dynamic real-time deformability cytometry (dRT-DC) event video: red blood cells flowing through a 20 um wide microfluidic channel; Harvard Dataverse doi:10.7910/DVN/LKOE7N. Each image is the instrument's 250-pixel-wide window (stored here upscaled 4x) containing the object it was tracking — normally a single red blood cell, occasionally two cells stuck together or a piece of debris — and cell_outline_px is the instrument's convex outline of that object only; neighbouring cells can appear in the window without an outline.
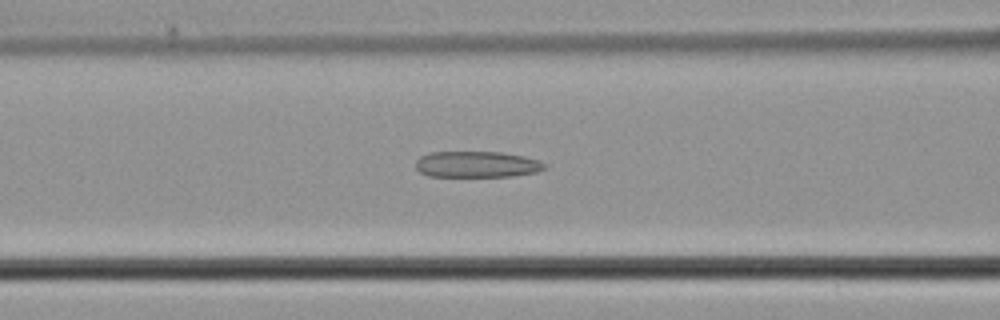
{"species": "common noctule bat (a hibernating species)", "species_latin": "Nyctalus noctula", "temperature_condition": "cold", "stored_images_in_passage": 48, "camera_frame_rate_fps": 3000, "um_per_image_px": 0.085, "animal": {"sex": "male", "body_mass_g": 21.5, "forearm_length_mm": 52.0}, "frame": {"image": 1, "passage_image": 19, "time_ms": 6.0, "image_size_px": [1000, 320], "cell_outline_px": [[548, 164], [544, 168], [536, 172], [512, 176], [428, 176], [420, 172], [416, 168], [416, 160], [420, 156], [428, 152], [500, 152], [524, 156], [540, 160]], "centroid_in_image_um": [40.53, 13.96], "position_along_channel_um": 126.1, "area_um2": 19.71}}
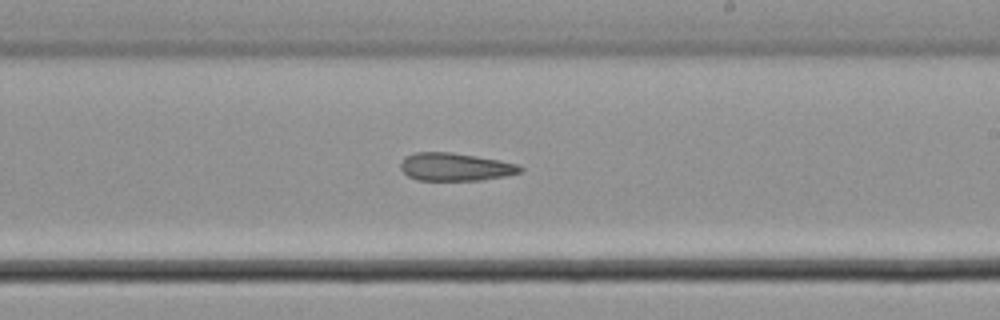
{"frame": {"image": 2, "passage_image": 28, "time_ms": 9.0, "image_size_px": [1000, 320], "cell_outline_px": [[524, 168], [520, 172], [504, 176], [480, 180], [416, 180], [408, 176], [400, 168], [400, 164], [404, 156], [416, 152], [452, 152], [500, 160], [520, 164]], "centroid_in_image_um": [38.69, 14.18], "position_along_channel_um": 250.3, "area_um2": 19.54}}
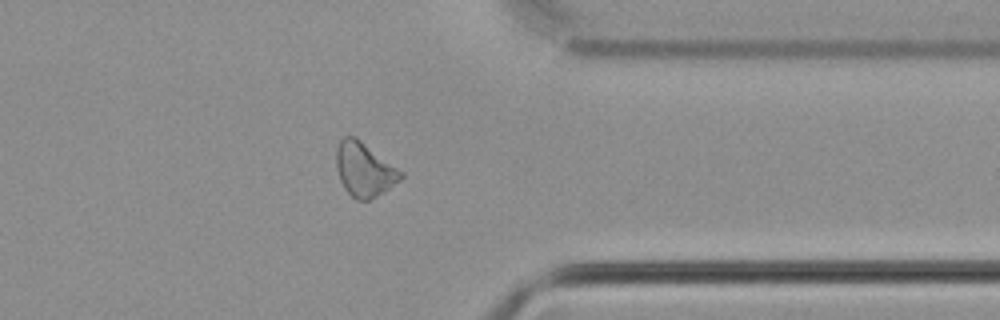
{"frame": {"image": 3, "passage_image": 38, "time_ms": 12.333, "image_size_px": [1000, 320], "cell_outline_px": [[404, 176], [400, 180], [384, 192], [368, 200], [356, 200], [344, 188], [340, 180], [336, 168], [336, 148], [340, 140], [344, 136], [356, 136], [404, 172]], "centroid_in_image_um": [30.97, 14.39], "position_along_channel_um": 380.4, "area_um2": 20.46}}